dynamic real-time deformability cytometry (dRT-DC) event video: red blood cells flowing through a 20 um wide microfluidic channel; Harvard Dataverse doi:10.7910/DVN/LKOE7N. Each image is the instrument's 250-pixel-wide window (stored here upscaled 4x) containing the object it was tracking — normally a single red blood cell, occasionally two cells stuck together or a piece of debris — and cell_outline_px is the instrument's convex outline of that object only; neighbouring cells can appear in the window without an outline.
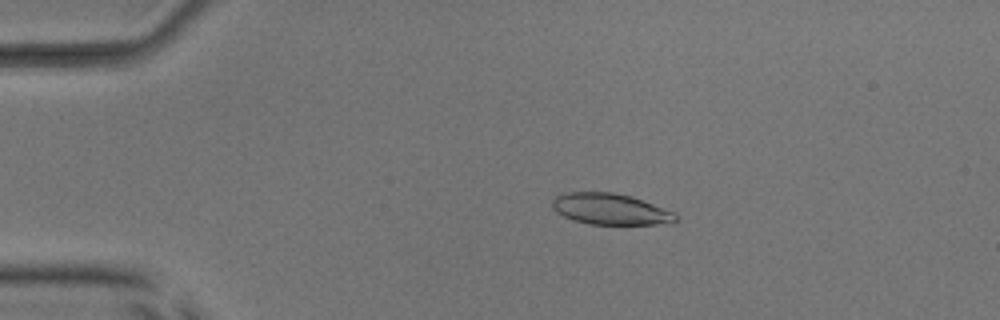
{"species": "common noctule bat (a hibernating species)", "species_latin": "Nyctalus noctula", "temperature_condition": "room temperature", "stored_images_in_passage": 51, "camera_frame_rate_fps": 3000, "um_per_image_px": 0.085, "animal": {"sex": "male", "body_mass_g": 17.9, "forearm_length_mm": 54.2}, "frame": {"image": 1, "passage_image": 10, "time_ms": 3.0, "image_size_px": [1000, 320], "cell_outline_px": [[676, 220], [672, 224], [588, 224], [572, 220], [556, 212], [552, 208], [552, 200], [556, 196], [564, 192], [612, 192], [632, 196], [676, 212]], "centroid_in_image_um": [51.89, 17.77], "position_along_channel_um": 33.1, "area_um2": 22.66}}
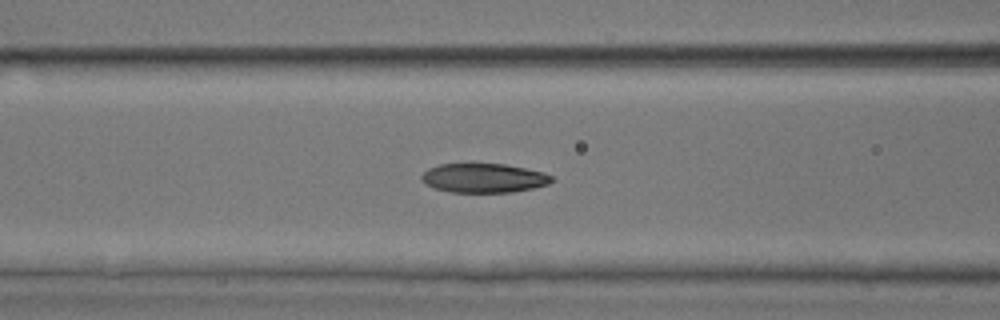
{"frame": {"image": 2, "passage_image": 21, "time_ms": 6.667, "image_size_px": [1000, 320], "cell_outline_px": [[552, 180], [548, 184], [532, 188], [512, 192], [448, 192], [424, 184], [420, 176], [428, 168], [440, 164], [504, 164], [544, 172], [552, 176]], "centroid_in_image_um": [41.09, 15.13], "position_along_channel_um": 125.5, "area_um2": 22.02}}
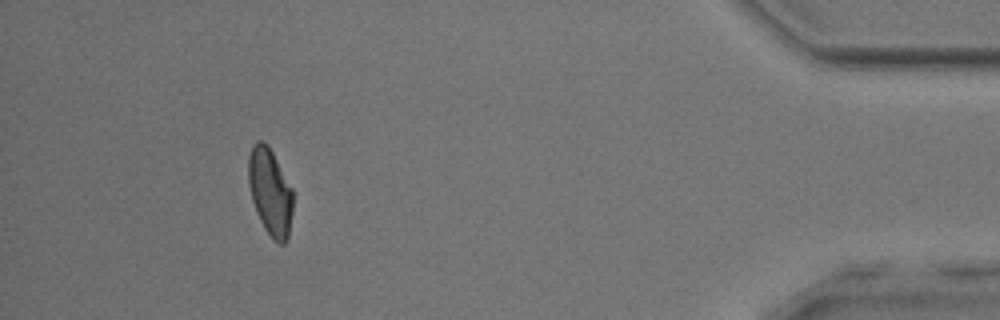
{"frame": {"image": 3, "passage_image": 47, "time_ms": 15.333, "image_size_px": [1000, 320], "cell_outline_px": [[292, 212], [288, 236], [284, 244], [280, 244], [272, 240], [264, 228], [256, 212], [252, 200], [248, 184], [248, 156], [252, 144], [256, 140], [264, 140], [268, 144], [292, 188]], "centroid_in_image_um": [22.94, 16.28], "position_along_channel_um": 412.3, "area_um2": 22.77}, "authors_computed_cell_mechanics": {"area_um2": 22.7732, "velocity_mm_per_s": 3.9838, "shape_relaxation_time_tau1_ms": 5.0494, "shape_relaxation_time_tau2_ms": 2.6816, "deformation_change_tau1": 0.1522, "deformation_change_tau2": 0.0884}}